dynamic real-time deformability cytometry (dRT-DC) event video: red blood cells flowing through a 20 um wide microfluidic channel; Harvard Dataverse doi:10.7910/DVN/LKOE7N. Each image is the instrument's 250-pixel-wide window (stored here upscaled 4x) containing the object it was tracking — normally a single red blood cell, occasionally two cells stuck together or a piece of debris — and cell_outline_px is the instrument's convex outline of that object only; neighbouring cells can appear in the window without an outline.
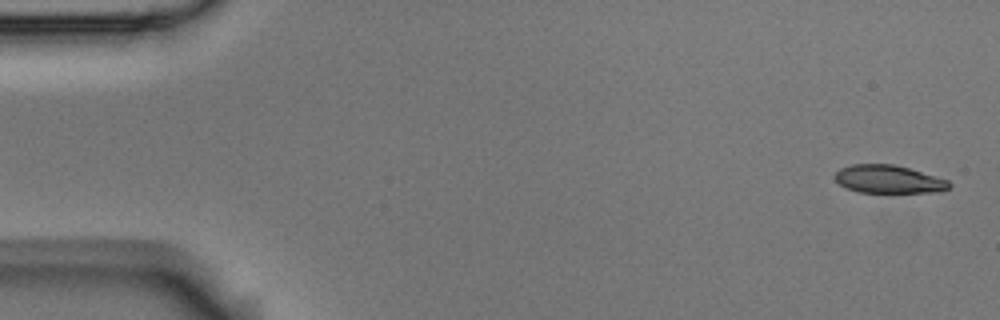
{"species": "Egyptian fruit bat (a non-hibernating species)", "species_latin": "Rousettus aegyptiacus", "temperature_condition": "room temperature", "stored_images_in_passage": 6, "camera_frame_rate_fps": 3000, "um_per_image_px": 0.085, "animal": {"sex": "male"}, "frame": {"image": 1, "passage_image": 1, "time_ms": 0.0, "image_size_px": [1000, 320], "cell_outline_px": [[952, 184], [948, 188], [940, 192], [860, 192], [848, 188], [840, 184], [832, 176], [840, 168], [852, 164], [892, 164], [908, 168], [948, 180]], "centroid_in_image_um": [75.51, 15.23], "position_along_channel_um": 9.5, "area_um2": 18.5}}
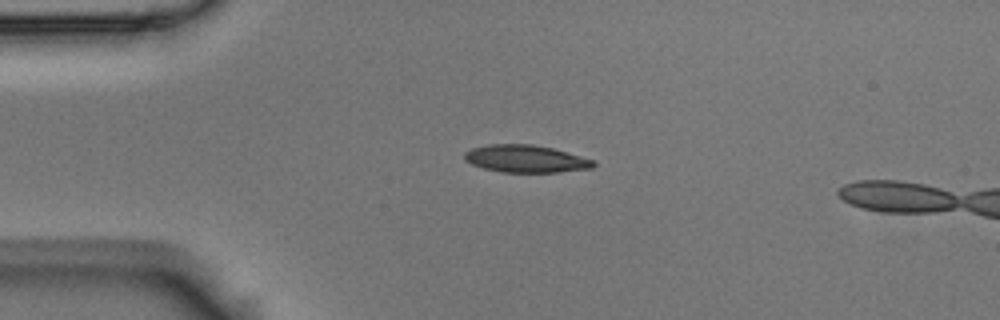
{"frame": {"image": 2, "passage_image": 4, "time_ms": 1.0, "image_size_px": [1000, 320], "cell_outline_px": [[596, 164], [592, 168], [560, 172], [504, 172], [484, 168], [472, 164], [464, 156], [464, 152], [472, 148], [488, 144], [532, 144], [552, 148], [596, 160]], "centroid_in_image_um": [44.73, 13.49], "position_along_channel_um": 40.3, "area_um2": 20.52}}